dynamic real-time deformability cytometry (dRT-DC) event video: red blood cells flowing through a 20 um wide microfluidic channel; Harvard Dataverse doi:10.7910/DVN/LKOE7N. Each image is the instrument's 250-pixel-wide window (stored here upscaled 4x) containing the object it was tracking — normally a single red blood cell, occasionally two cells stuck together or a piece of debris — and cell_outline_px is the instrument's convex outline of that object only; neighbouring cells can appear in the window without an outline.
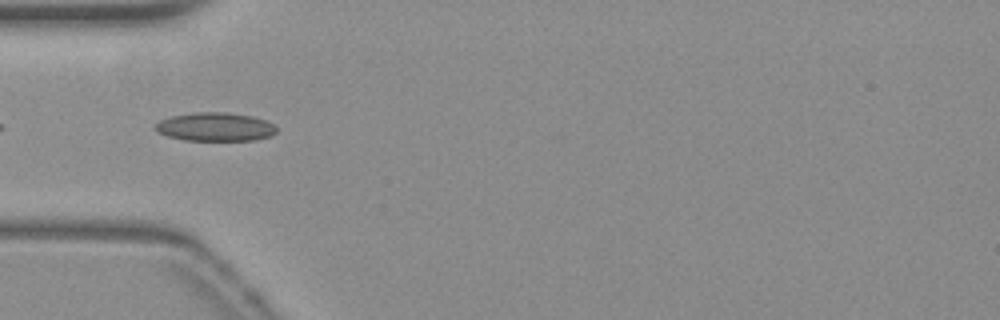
{"species": "common noctule bat (a hibernating species)", "species_latin": "Nyctalus noctula", "temperature_condition": "warm", "stored_images_in_passage": 38, "camera_frame_rate_fps": 3000, "um_per_image_px": 0.085, "animal": {"sex": "female", "body_mass_g": 19.3, "forearm_length_mm": 54.1}, "frame": {"image": 1, "passage_image": 2, "time_ms": 0.333, "image_size_px": [1000, 320], "cell_outline_px": [[276, 132], [272, 136], [256, 140], [184, 140], [168, 136], [156, 132], [152, 128], [160, 120], [172, 116], [196, 112], [224, 112], [252, 116], [268, 120], [276, 128]], "centroid_in_image_um": [18.29, 10.78], "position_along_channel_um": 66.7, "area_um2": 20.29}}
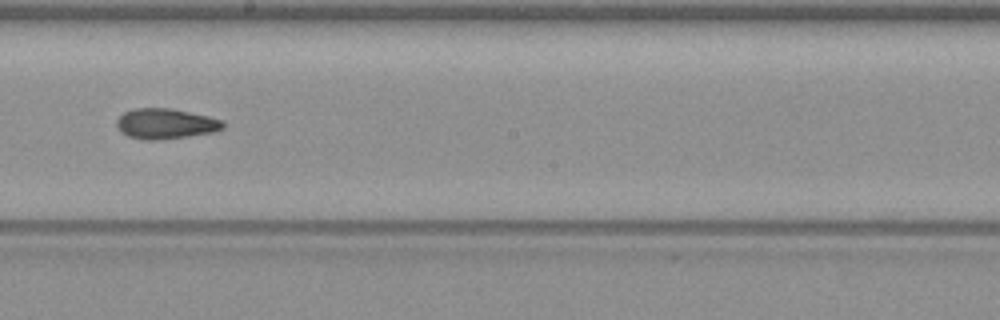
{"frame": {"image": 2, "passage_image": 15, "time_ms": 4.667, "image_size_px": [1000, 320], "cell_outline_px": [[224, 128], [212, 132], [160, 140], [144, 140], [128, 136], [120, 132], [116, 124], [116, 120], [124, 112], [136, 108], [172, 108], [208, 116], [220, 120], [224, 124]], "centroid_in_image_um": [14.03, 10.51], "position_along_channel_um": 234.2, "area_um2": 18.73}}
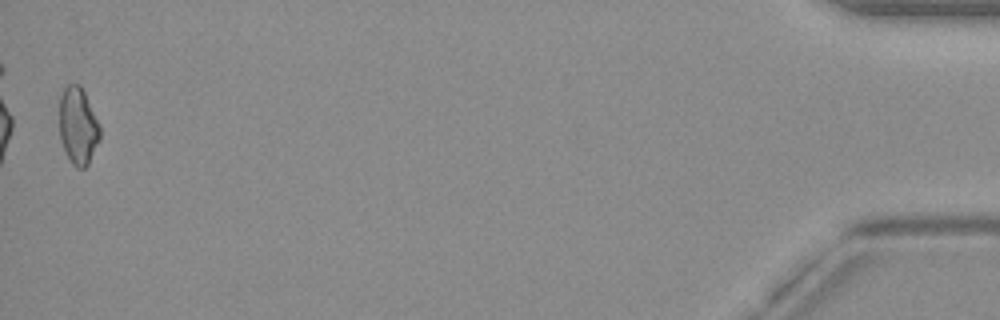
{"frame": {"image": 3, "passage_image": 38, "time_ms": 12.333, "image_size_px": [1000, 320], "cell_outline_px": [[100, 140], [88, 164], [84, 168], [76, 168], [72, 164], [60, 140], [60, 96], [64, 88], [68, 84], [80, 84], [100, 124]], "centroid_in_image_um": [6.64, 10.71], "position_along_channel_um": 428.6, "area_um2": 18.21}}